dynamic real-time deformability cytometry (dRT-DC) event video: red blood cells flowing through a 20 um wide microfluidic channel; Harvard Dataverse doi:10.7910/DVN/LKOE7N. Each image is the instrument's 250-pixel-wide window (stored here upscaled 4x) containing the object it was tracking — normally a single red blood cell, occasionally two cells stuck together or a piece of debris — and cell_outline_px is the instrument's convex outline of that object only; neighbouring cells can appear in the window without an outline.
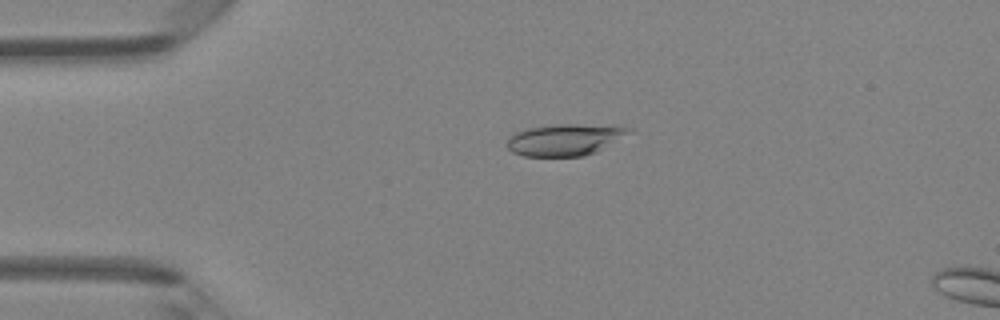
{"species": "Egyptian fruit bat (a non-hibernating species)", "species_latin": "Rousettus aegyptiacus", "temperature_condition": "room temperature", "stored_images_in_passage": 15, "camera_frame_rate_fps": 3000, "um_per_image_px": 0.085, "animal": {"sex": "female"}, "frame": {"image": 1, "passage_image": 11, "time_ms": 3.333, "image_size_px": [1000, 320], "cell_outline_px": [[636, 132], [596, 152], [584, 156], [524, 156], [512, 152], [504, 144], [508, 136], [516, 132], [528, 128], [556, 124], [576, 124], [632, 128]], "centroid_in_image_um": [48.02, 11.88], "position_along_channel_um": 37.0, "area_um2": 22.72}}